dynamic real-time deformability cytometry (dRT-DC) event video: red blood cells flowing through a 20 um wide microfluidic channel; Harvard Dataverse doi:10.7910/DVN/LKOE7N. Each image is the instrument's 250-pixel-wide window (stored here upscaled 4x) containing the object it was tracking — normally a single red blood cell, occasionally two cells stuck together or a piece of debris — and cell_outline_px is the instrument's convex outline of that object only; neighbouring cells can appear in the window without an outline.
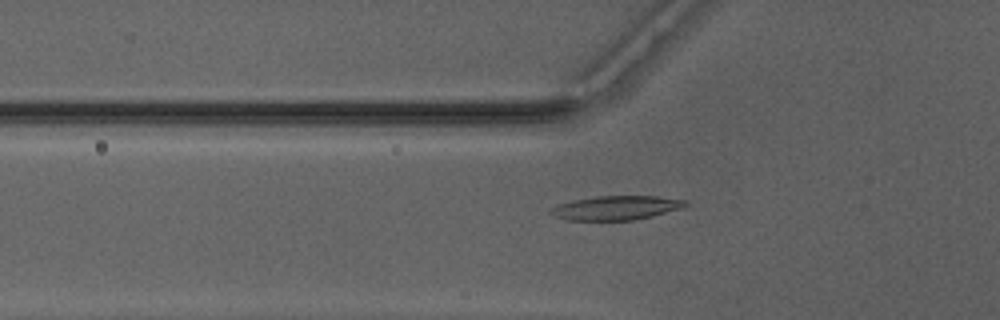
{"species": "Egyptian fruit bat (a non-hibernating species)", "species_latin": "Rousettus aegyptiacus", "temperature_condition": "warm", "stored_images_in_passage": 35, "camera_frame_rate_fps": 3000, "um_per_image_px": 0.085, "animal": {"sex": "male"}, "frame": {"image": 1, "passage_image": 3, "time_ms": 0.667, "image_size_px": [1000, 320], "cell_outline_px": [[688, 204], [684, 208], [652, 216], [632, 220], [564, 220], [552, 216], [548, 212], [552, 208], [560, 204], [572, 200], [596, 196], [656, 196], [688, 200]], "centroid_in_image_um": [52.38, 17.66], "position_along_channel_um": 73.4, "area_um2": 19.07}}
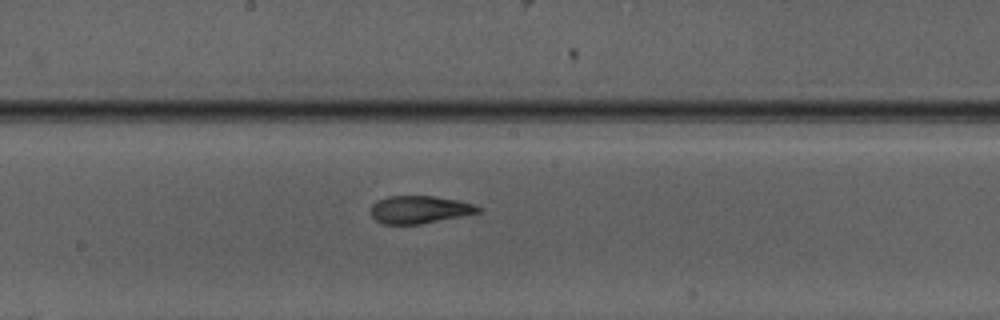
{"frame": {"image": 2, "passage_image": 13, "time_ms": 4.0, "image_size_px": [1000, 320], "cell_outline_px": [[484, 208], [480, 212], [420, 224], [384, 224], [376, 220], [368, 212], [372, 204], [376, 200], [388, 196], [432, 196], [460, 200]], "centroid_in_image_um": [35.62, 17.8], "position_along_channel_um": 212.6, "area_um2": 17.4}}
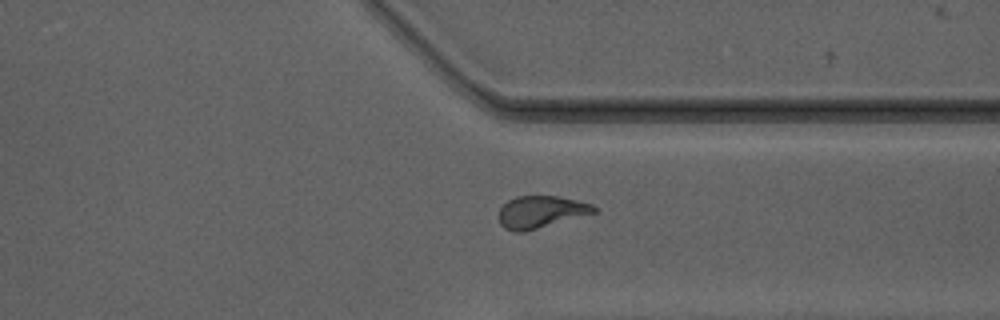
{"frame": {"image": 3, "passage_image": 24, "time_ms": 7.667, "image_size_px": [1000, 320], "cell_outline_px": [[596, 212], [524, 232], [512, 232], [504, 228], [500, 224], [500, 208], [508, 200], [516, 196], [556, 196], [576, 200], [592, 204], [596, 208]], "centroid_in_image_um": [45.94, 18.01], "position_along_channel_um": 365.5, "area_um2": 17.63}, "authors_computed_cell_mechanics": {"area_um2": 17.629, "velocity_mm_per_s": 4.1706, "shape_relaxation_time_tau1_ms": 8.3418, "shape_relaxation_time_tau2_ms": 1.6843, "deformation_change_tau1": 0.2704, "deformation_change_tau2": 0.0858}}